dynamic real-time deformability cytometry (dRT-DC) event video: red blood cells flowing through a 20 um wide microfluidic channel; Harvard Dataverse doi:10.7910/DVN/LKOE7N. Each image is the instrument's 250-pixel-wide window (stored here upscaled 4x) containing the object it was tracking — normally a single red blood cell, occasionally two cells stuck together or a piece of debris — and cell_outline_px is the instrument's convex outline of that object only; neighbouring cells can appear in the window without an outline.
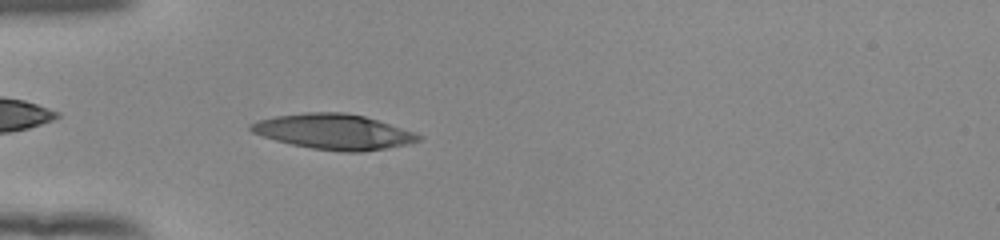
{"species": "human", "species_latin": "Homo sapiens", "temperature_condition": "room temperature", "stored_images_in_passage": 53, "camera_frame_rate_fps": 3000, "um_per_image_px": 0.085, "donor": {"sex": "female"}, "frame": {"image": 1, "passage_image": 17, "time_ms": 5.333, "image_size_px": [1000, 240], "cell_outline_px": [[424, 136], [420, 140], [408, 144], [388, 148], [360, 152], [340, 152], [312, 148], [292, 144], [276, 140], [252, 132], [248, 128], [248, 124], [256, 120], [276, 116], [304, 112], [344, 112], [364, 116]], "centroid_in_image_um": [28.33, 11.19], "position_along_channel_um": 56.7, "area_um2": 34.28}}
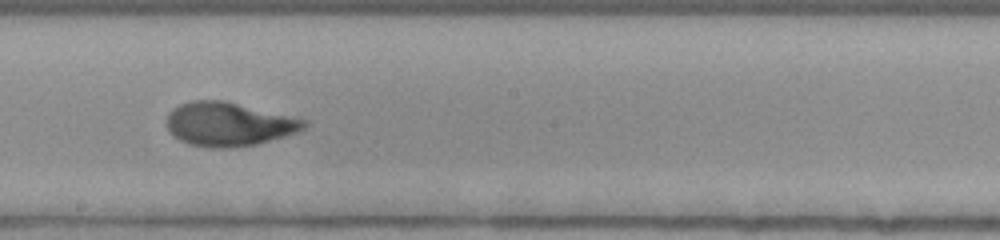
{"frame": {"image": 2, "passage_image": 31, "time_ms": 10.0, "image_size_px": [1000, 240], "cell_outline_px": [[308, 124], [304, 128], [296, 132], [256, 144], [228, 148], [208, 148], [188, 144], [180, 140], [168, 132], [168, 112], [172, 108], [180, 104], [192, 100], [224, 100], [308, 120]], "centroid_in_image_um": [19.41, 10.55], "position_along_channel_um": 228.8, "area_um2": 35.03}}
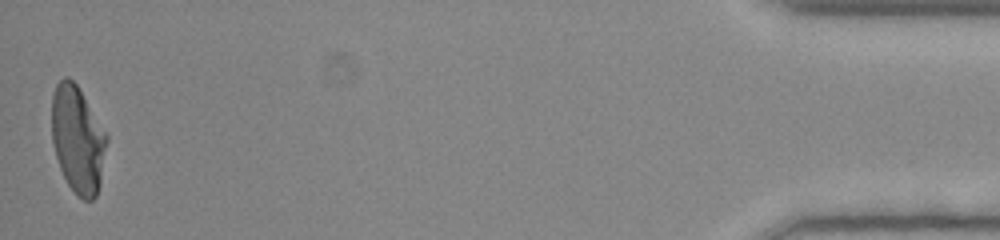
{"frame": {"image": 3, "passage_image": 53, "time_ms": 17.333, "image_size_px": [1000, 240], "cell_outline_px": [[108, 140], [100, 184], [96, 196], [92, 200], [84, 200], [68, 184], [60, 168], [56, 156], [52, 140], [52, 96], [56, 84], [64, 76], [68, 76], [76, 84], [108, 136]], "centroid_in_image_um": [6.61, 11.84], "position_along_channel_um": 428.6, "area_um2": 33.99}, "authors_computed_cell_mechanics": {"area_um2": 33.9286, "velocity_mm_per_s": 3.8958, "shape_relaxation_time_tau1_ms": 4.6817, "shape_relaxation_time_tau2_ms": 0.8657, "deformation_change_tau1": 0.2477, "deformation_change_tau2": 0.0619}}